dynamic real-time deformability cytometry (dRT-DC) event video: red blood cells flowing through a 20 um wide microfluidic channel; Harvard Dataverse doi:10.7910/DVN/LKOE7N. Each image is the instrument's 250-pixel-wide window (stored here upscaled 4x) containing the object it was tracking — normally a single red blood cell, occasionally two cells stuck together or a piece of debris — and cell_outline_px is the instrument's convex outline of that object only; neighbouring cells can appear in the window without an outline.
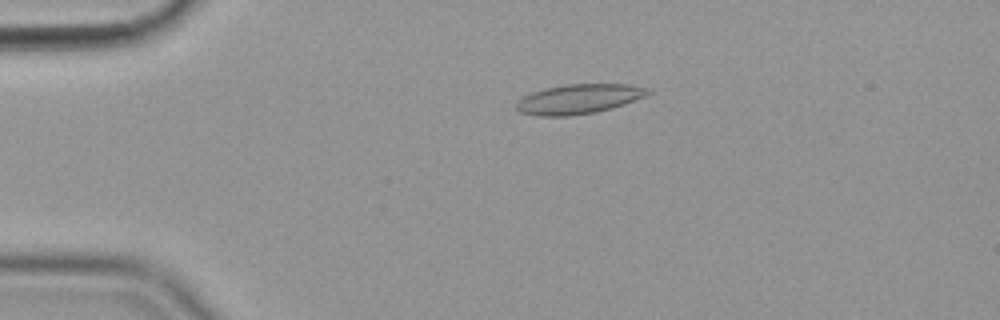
{"species": "common noctule bat (a hibernating species)", "species_latin": "Nyctalus noctula", "temperature_condition": "cold", "stored_images_in_passage": 56, "camera_frame_rate_fps": 3000, "um_per_image_px": 0.085, "animal": {"sex": "female", "body_mass_g": 19.9}, "frame": {"image": 1, "passage_image": 12, "time_ms": 3.667, "image_size_px": [1000, 320], "cell_outline_px": [[652, 92], [644, 96], [624, 104], [612, 108], [592, 112], [568, 116], [540, 116], [520, 112], [516, 108], [516, 100], [532, 92], [548, 88], [568, 84], [628, 84], [644, 88]], "centroid_in_image_um": [49.15, 8.42], "position_along_channel_um": 35.8, "area_um2": 22.37}}
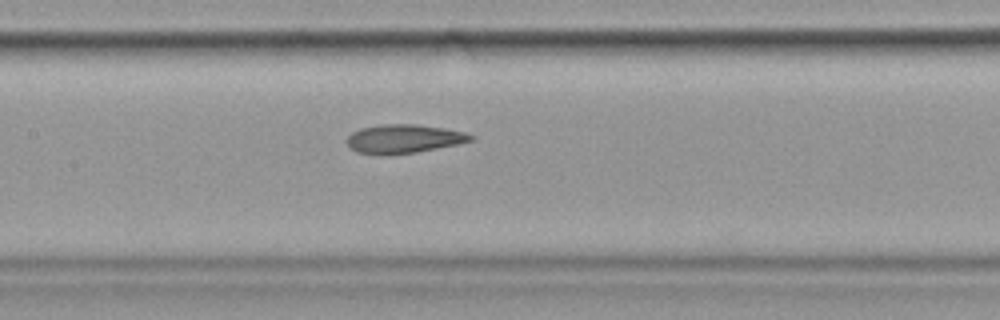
{"frame": {"image": 2, "passage_image": 27, "time_ms": 8.667, "image_size_px": [1000, 320], "cell_outline_px": [[476, 136], [472, 140], [456, 144], [416, 152], [356, 152], [348, 144], [348, 136], [352, 132], [360, 128], [384, 124], [420, 124], [444, 128], [464, 132]], "centroid_in_image_um": [34.38, 11.74], "position_along_channel_um": 173.0, "area_um2": 19.88}}
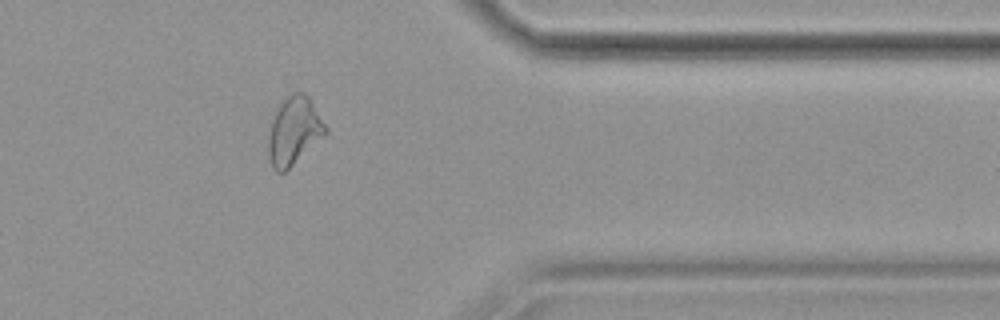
{"frame": {"image": 3, "passage_image": 46, "time_ms": 15.0, "image_size_px": [1000, 320], "cell_outline_px": [[328, 132], [284, 172], [276, 172], [272, 168], [268, 156], [268, 140], [272, 120], [280, 104], [292, 92], [304, 92], [308, 96], [328, 128]], "centroid_in_image_um": [24.99, 11.13], "position_along_channel_um": 386.4, "area_um2": 22.25}, "authors_computed_cell_mechanics": {"area_um2": 22.253, "velocity_mm_per_s": 3.577, "shape_relaxation_time_tau1_ms": null, "shape_relaxation_time_tau2_ms": 3.4861, "deformation_change_tau1": null, "deformation_change_tau2": 0.0956}}